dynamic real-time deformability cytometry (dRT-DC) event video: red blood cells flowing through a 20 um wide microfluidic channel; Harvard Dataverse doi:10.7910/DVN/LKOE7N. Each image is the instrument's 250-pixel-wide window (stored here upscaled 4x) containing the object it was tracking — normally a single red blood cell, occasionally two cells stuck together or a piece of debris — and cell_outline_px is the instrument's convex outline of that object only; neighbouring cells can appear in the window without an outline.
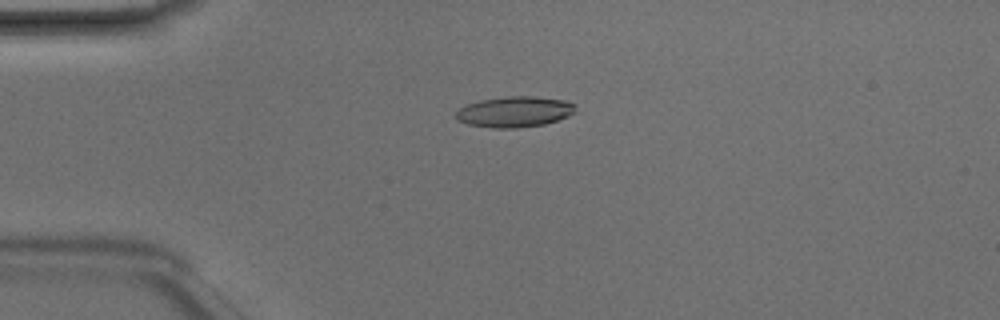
{"species": "Egyptian fruit bat (a non-hibernating species)", "species_latin": "Rousettus aegyptiacus", "temperature_condition": "room temperature", "stored_images_in_passage": 48, "camera_frame_rate_fps": 3000, "um_per_image_px": 0.085, "animal": {"sex": "male"}, "frame": {"image": 1, "passage_image": 12, "time_ms": 3.667, "image_size_px": [1000, 320], "cell_outline_px": [[576, 112], [568, 116], [544, 124], [516, 128], [492, 128], [468, 124], [456, 120], [456, 112], [460, 108], [468, 104], [480, 100], [508, 96], [536, 96], [564, 100], [576, 104]], "centroid_in_image_um": [43.76, 9.5], "position_along_channel_um": 41.2, "area_um2": 21.44}}
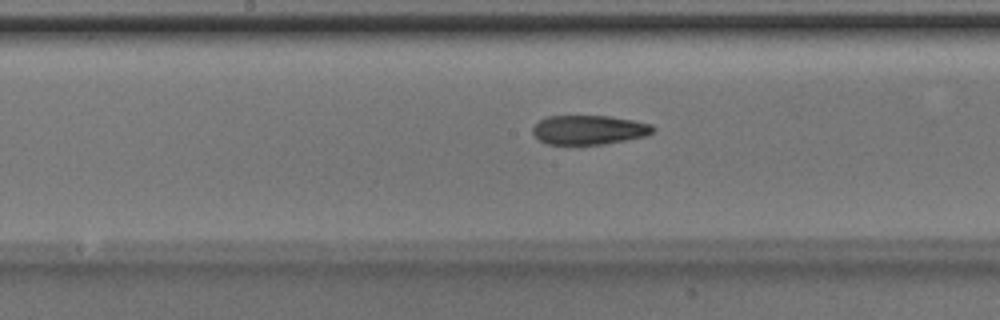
{"frame": {"image": 2, "passage_image": 25, "time_ms": 8.0, "image_size_px": [1000, 320], "cell_outline_px": [[656, 128], [652, 132], [644, 136], [604, 144], [576, 148], [548, 144], [540, 140], [532, 132], [532, 128], [540, 120], [548, 116], [608, 116], [632, 120], [652, 124]], "centroid_in_image_um": [50.02, 11.08], "position_along_channel_um": 198.2, "area_um2": 21.1}}
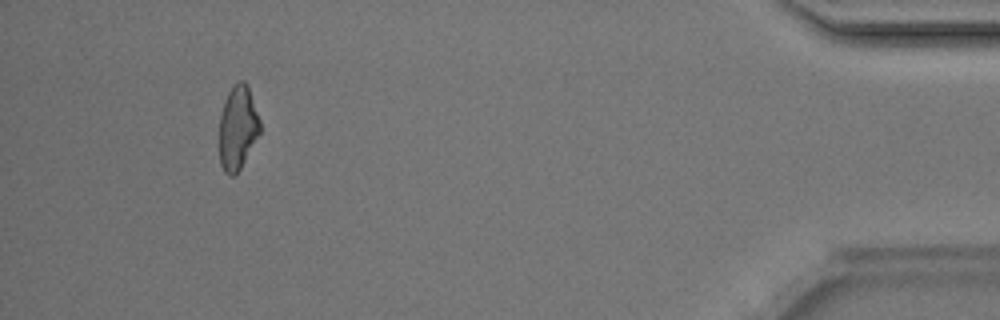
{"frame": {"image": 3, "passage_image": 45, "time_ms": 14.667, "image_size_px": [1000, 320], "cell_outline_px": [[260, 132], [240, 168], [232, 176], [228, 176], [224, 172], [220, 164], [220, 116], [224, 100], [228, 92], [240, 80], [244, 80], [248, 84], [260, 120]], "centroid_in_image_um": [20.2, 10.84], "position_along_channel_um": 415.0, "area_um2": 19.71}, "authors_computed_cell_mechanics": {"area_um2": 20.808, "velocity_mm_per_s": 4.24, "shape_relaxation_time_tau1_ms": 3.9037, "shape_relaxation_time_tau2_ms": 2.8149, "deformation_change_tau1": 0.1676, "deformation_change_tau2": 0.1209}}